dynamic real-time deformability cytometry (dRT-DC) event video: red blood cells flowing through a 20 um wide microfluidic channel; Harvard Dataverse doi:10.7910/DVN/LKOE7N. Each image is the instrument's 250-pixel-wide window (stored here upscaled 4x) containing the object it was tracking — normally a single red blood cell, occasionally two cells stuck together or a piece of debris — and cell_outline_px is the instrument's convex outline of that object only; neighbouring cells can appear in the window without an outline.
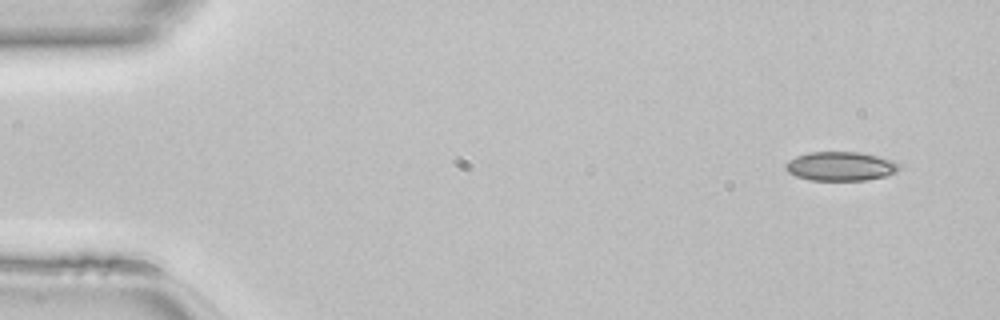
{"species": "common noctule bat (a hibernating species)", "species_latin": "Nyctalus noctula", "temperature_condition": "room temperature", "stored_images_in_passage": 45, "camera_frame_rate_fps": 3000, "um_per_image_px": 0.085, "animal": {"sex": "female", "body_mass_g": 22.7, "forearm_length_mm": 54.2}, "frame": {"image": 1, "passage_image": 1, "time_ms": 0.0, "image_size_px": [1000, 320], "cell_outline_px": [[900, 168], [896, 172], [884, 176], [864, 180], [808, 180], [796, 176], [788, 172], [784, 168], [784, 164], [788, 160], [796, 156], [808, 152], [860, 152], [892, 160], [900, 164]], "centroid_in_image_um": [71.4, 14.13], "position_along_channel_um": 13.6, "area_um2": 19.25}}
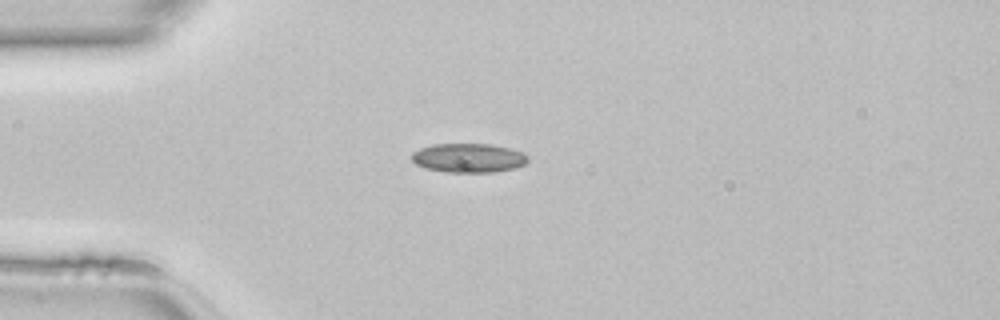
{"frame": {"image": 2, "passage_image": 10, "time_ms": 3.0, "image_size_px": [1000, 320], "cell_outline_px": [[528, 160], [524, 164], [516, 168], [496, 172], [444, 172], [424, 168], [416, 164], [412, 160], [412, 152], [420, 148], [432, 144], [492, 144], [524, 152], [528, 156]], "centroid_in_image_um": [39.82, 13.43], "position_along_channel_um": 45.2, "area_um2": 19.88}}
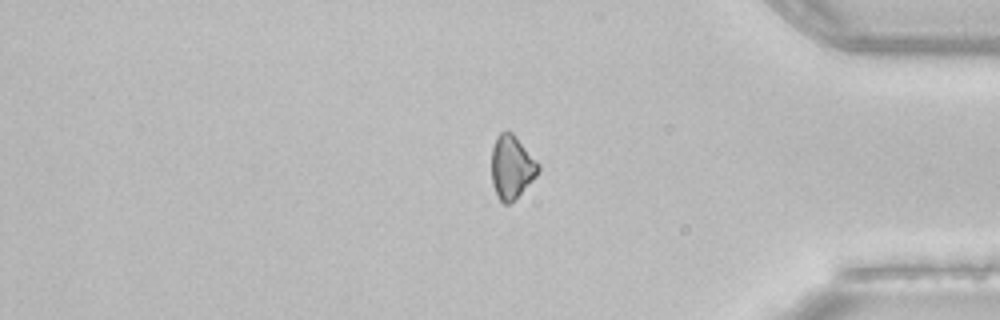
{"frame": {"image": 3, "passage_image": 37, "time_ms": 12.0, "image_size_px": [1000, 320], "cell_outline_px": [[540, 172], [508, 204], [504, 204], [496, 196], [492, 184], [492, 148], [496, 136], [500, 132], [512, 132], [540, 164]], "centroid_in_image_um": [43.48, 14.18], "position_along_channel_um": 391.7, "area_um2": 17.05}}